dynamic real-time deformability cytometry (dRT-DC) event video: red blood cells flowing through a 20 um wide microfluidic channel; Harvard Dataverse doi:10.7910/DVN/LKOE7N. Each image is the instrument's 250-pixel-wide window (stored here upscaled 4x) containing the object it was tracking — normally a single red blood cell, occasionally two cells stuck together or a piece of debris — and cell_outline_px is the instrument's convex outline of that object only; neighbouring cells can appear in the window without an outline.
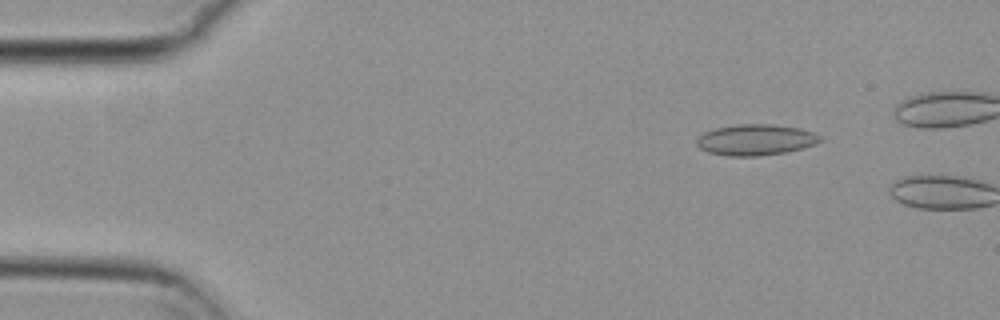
{"species": "common noctule bat (a hibernating species)", "species_latin": "Nyctalus noctula", "temperature_condition": "cold", "stored_images_in_passage": 6, "camera_frame_rate_fps": 3000, "um_per_image_px": 0.085, "animal": {"sex": "female", "body_mass_g": 29.2, "forearm_length_mm": 56.3}, "frame": {"image": 1, "passage_image": 5, "time_ms": 1.333, "image_size_px": [1000, 320], "cell_outline_px": [[824, 140], [816, 144], [804, 148], [784, 152], [756, 156], [728, 156], [708, 152], [700, 148], [696, 144], [696, 140], [704, 132], [716, 128], [740, 124], [772, 124], [800, 128], [816, 132]], "centroid_in_image_um": [64.27, 11.88], "position_along_channel_um": 20.7, "area_um2": 22.37}}